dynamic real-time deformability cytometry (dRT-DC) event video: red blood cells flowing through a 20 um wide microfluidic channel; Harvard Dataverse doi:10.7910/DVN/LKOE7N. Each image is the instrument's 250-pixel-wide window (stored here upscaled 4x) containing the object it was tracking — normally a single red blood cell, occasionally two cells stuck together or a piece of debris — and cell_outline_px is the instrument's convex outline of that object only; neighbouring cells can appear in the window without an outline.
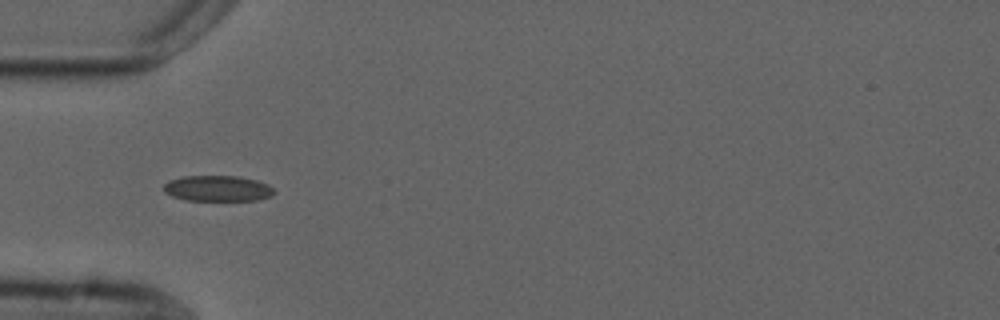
{"species": "common noctule bat (a hibernating species)", "species_latin": "Nyctalus noctula", "temperature_condition": "cold", "stored_images_in_passage": 6, "camera_frame_rate_fps": 3000, "um_per_image_px": 0.085, "animal": {"sex": "male", "forearm_length_mm": 52.5}, "frame": {"image": 1, "passage_image": 4, "time_ms": 3.667, "image_size_px": [1000, 320], "cell_outline_px": [[276, 192], [272, 196], [256, 200], [184, 200], [172, 196], [164, 192], [164, 184], [168, 180], [184, 176], [240, 176], [256, 180], [268, 184]], "centroid_in_image_um": [18.5, 16.01], "position_along_channel_um": 66.5, "area_um2": 16.65}}
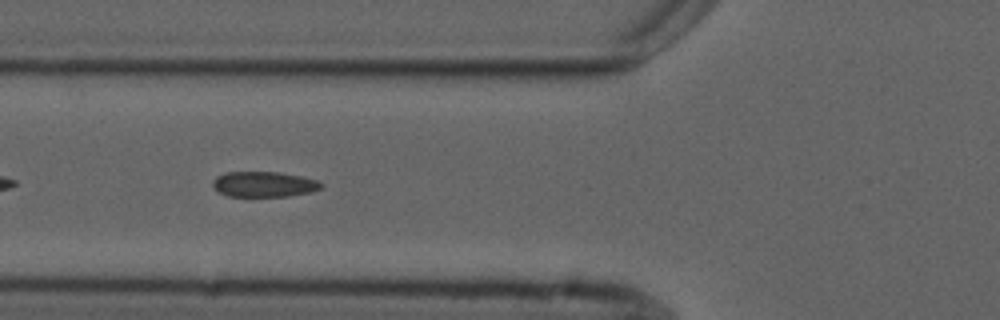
{"frame": {"image": 2, "passage_image": 5, "time_ms": 4.667, "image_size_px": [1000, 320], "cell_outline_px": [[324, 184], [320, 188], [312, 192], [288, 196], [228, 196], [212, 188], [212, 180], [216, 176], [224, 172], [276, 172], [300, 176], [316, 180]], "centroid_in_image_um": [22.39, 15.66], "position_along_channel_um": 103.4, "area_um2": 16.07}}
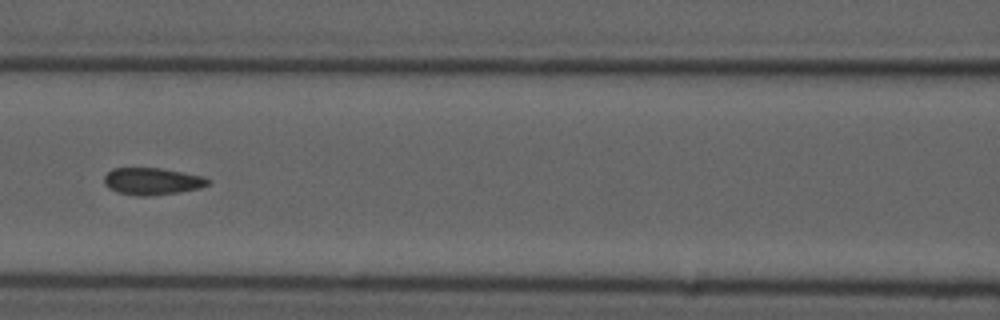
{"frame": {"image": 3, "passage_image": 6, "time_ms": 6.0, "image_size_px": [1000, 320], "cell_outline_px": [[212, 180], [208, 184], [200, 188], [180, 192], [152, 196], [136, 196], [116, 192], [108, 188], [104, 184], [104, 176], [112, 168], [160, 168], [204, 176]], "centroid_in_image_um": [12.93, 15.42], "position_along_channel_um": 153.7, "area_um2": 16.59}}